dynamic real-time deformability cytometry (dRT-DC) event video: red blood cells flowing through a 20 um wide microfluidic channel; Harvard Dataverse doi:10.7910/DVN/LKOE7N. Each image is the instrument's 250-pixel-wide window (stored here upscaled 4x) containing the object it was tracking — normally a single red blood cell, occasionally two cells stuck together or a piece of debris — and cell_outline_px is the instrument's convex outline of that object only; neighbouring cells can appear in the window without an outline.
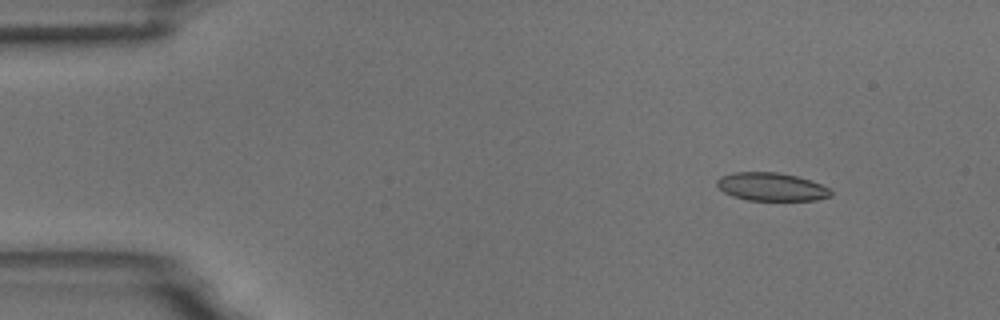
{"species": "common noctule bat (a hibernating species)", "species_latin": "Nyctalus noctula", "temperature_condition": "room temperature", "stored_images_in_passage": 4, "camera_frame_rate_fps": 3000, "um_per_image_px": 0.085, "animal": {"sex": "male", "body_mass_g": 18.8}, "frame": {"image": 1, "passage_image": 2, "time_ms": 1.0, "image_size_px": [1000, 320], "cell_outline_px": [[832, 196], [816, 200], [748, 200], [732, 196], [724, 192], [716, 184], [716, 180], [720, 176], [732, 172], [776, 172], [796, 176], [820, 184], [828, 188], [832, 192]], "centroid_in_image_um": [65.54, 15.88], "position_along_channel_um": 19.5, "area_um2": 18.61}}